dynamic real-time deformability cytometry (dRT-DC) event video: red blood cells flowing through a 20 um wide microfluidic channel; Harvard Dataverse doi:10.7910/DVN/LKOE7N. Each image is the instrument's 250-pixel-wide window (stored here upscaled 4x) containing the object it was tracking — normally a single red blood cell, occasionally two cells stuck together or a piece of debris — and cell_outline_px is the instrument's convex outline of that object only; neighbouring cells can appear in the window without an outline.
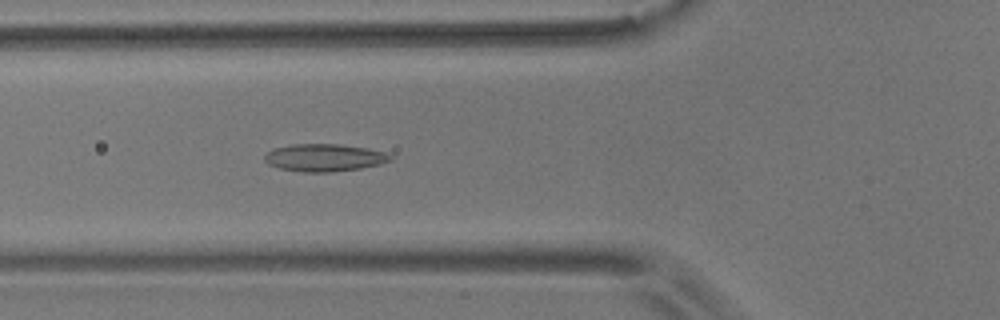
{"species": "common noctule bat (a hibernating species)", "species_latin": "Nyctalus noctula", "temperature_condition": "room temperature", "stored_images_in_passage": 44, "camera_frame_rate_fps": 3000, "um_per_image_px": 0.085, "animal": {"sex": "male", "body_mass_g": 17.9}, "frame": {"image": 1, "passage_image": 9, "time_ms": 2.667, "image_size_px": [1000, 320], "cell_outline_px": [[392, 160], [380, 164], [360, 168], [332, 172], [304, 172], [280, 168], [268, 164], [264, 160], [264, 156], [272, 148], [292, 144], [340, 144], [368, 148], [384, 152], [392, 156]], "centroid_in_image_um": [27.56, 13.39], "position_along_channel_um": 98.2, "area_um2": 20.17}}
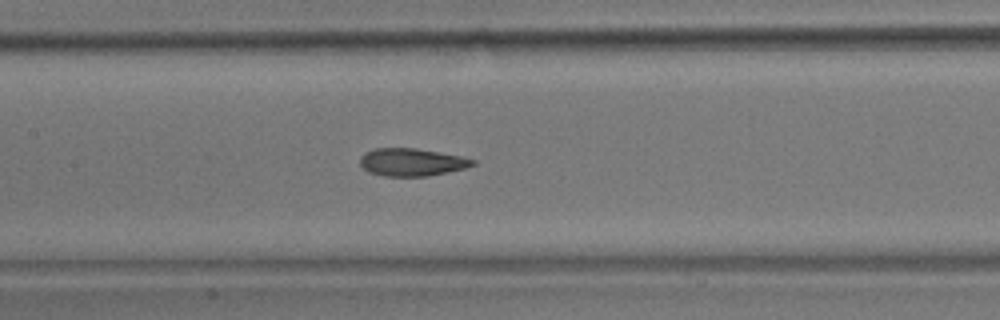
{"frame": {"image": 2, "passage_image": 15, "time_ms": 4.667, "image_size_px": [1000, 320], "cell_outline_px": [[476, 164], [464, 168], [448, 172], [428, 176], [384, 176], [368, 172], [360, 164], [360, 156], [364, 152], [372, 148], [416, 148], [464, 156], [476, 160]], "centroid_in_image_um": [35.0, 13.77], "position_along_channel_um": 172.4, "area_um2": 18.38}}
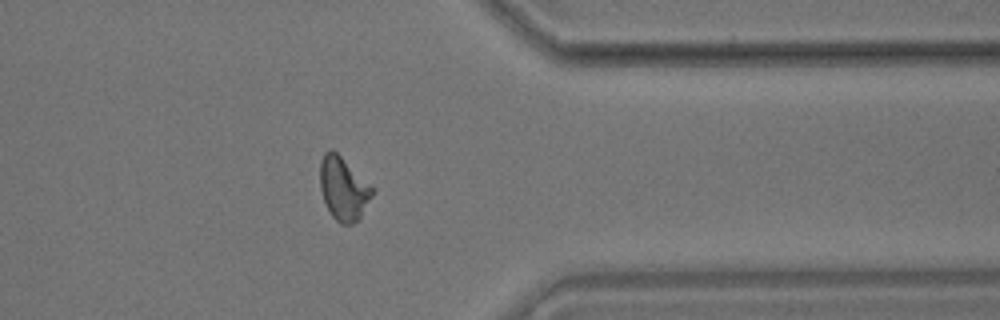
{"frame": {"image": 3, "passage_image": 33, "time_ms": 10.667, "image_size_px": [1000, 320], "cell_outline_px": [[372, 196], [360, 216], [352, 224], [340, 224], [332, 216], [324, 200], [320, 188], [320, 160], [324, 152], [332, 148], [372, 188]], "centroid_in_image_um": [29.14, 16.03], "position_along_channel_um": 382.3, "area_um2": 18.61}, "authors_computed_cell_mechanics": {"area_um2": 18.6983, "velocity_mm_per_s": 3.6734, "shape_relaxation_time_tau1_ms": 10.2783, "shape_relaxation_time_tau2_ms": 2.1508, "deformation_change_tau1": 0.2455, "deformation_change_tau2": 0.0962}}